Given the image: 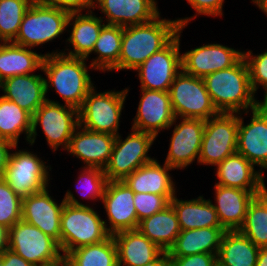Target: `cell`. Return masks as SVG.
Instances as JSON below:
<instances>
[{
  "instance_id": "7bdbcfd3",
  "label": "cell",
  "mask_w": 267,
  "mask_h": 266,
  "mask_svg": "<svg viewBox=\"0 0 267 266\" xmlns=\"http://www.w3.org/2000/svg\"><path fill=\"white\" fill-rule=\"evenodd\" d=\"M42 4L57 7L58 9L65 10L69 13H82V10L87 12L92 11L95 6V0H38Z\"/></svg>"
},
{
  "instance_id": "60d3db41",
  "label": "cell",
  "mask_w": 267,
  "mask_h": 266,
  "mask_svg": "<svg viewBox=\"0 0 267 266\" xmlns=\"http://www.w3.org/2000/svg\"><path fill=\"white\" fill-rule=\"evenodd\" d=\"M244 52L250 74V83L254 93H257L259 86L263 87L264 99L267 100V51L253 55L252 51Z\"/></svg>"
},
{
  "instance_id": "bcb514c9",
  "label": "cell",
  "mask_w": 267,
  "mask_h": 266,
  "mask_svg": "<svg viewBox=\"0 0 267 266\" xmlns=\"http://www.w3.org/2000/svg\"><path fill=\"white\" fill-rule=\"evenodd\" d=\"M18 145H15L13 142L0 138V177L4 172L8 162L9 156L11 154V149H16ZM10 149V150H9Z\"/></svg>"
},
{
  "instance_id": "4dcf8cb0",
  "label": "cell",
  "mask_w": 267,
  "mask_h": 266,
  "mask_svg": "<svg viewBox=\"0 0 267 266\" xmlns=\"http://www.w3.org/2000/svg\"><path fill=\"white\" fill-rule=\"evenodd\" d=\"M137 229L164 252L169 251L181 232L179 221L171 205L141 220Z\"/></svg>"
},
{
  "instance_id": "f1b7e54d",
  "label": "cell",
  "mask_w": 267,
  "mask_h": 266,
  "mask_svg": "<svg viewBox=\"0 0 267 266\" xmlns=\"http://www.w3.org/2000/svg\"><path fill=\"white\" fill-rule=\"evenodd\" d=\"M181 230L205 227H222L217 212L210 199L199 196L196 199L180 200L175 195L170 200Z\"/></svg>"
},
{
  "instance_id": "8d00e7d4",
  "label": "cell",
  "mask_w": 267,
  "mask_h": 266,
  "mask_svg": "<svg viewBox=\"0 0 267 266\" xmlns=\"http://www.w3.org/2000/svg\"><path fill=\"white\" fill-rule=\"evenodd\" d=\"M34 0H0V38L12 42L19 31L25 12Z\"/></svg>"
},
{
  "instance_id": "9a60e30c",
  "label": "cell",
  "mask_w": 267,
  "mask_h": 266,
  "mask_svg": "<svg viewBox=\"0 0 267 266\" xmlns=\"http://www.w3.org/2000/svg\"><path fill=\"white\" fill-rule=\"evenodd\" d=\"M251 112L247 125L241 117L243 112L238 113L237 153L259 166L263 173V168L267 170V107L261 103Z\"/></svg>"
},
{
  "instance_id": "2e32d148",
  "label": "cell",
  "mask_w": 267,
  "mask_h": 266,
  "mask_svg": "<svg viewBox=\"0 0 267 266\" xmlns=\"http://www.w3.org/2000/svg\"><path fill=\"white\" fill-rule=\"evenodd\" d=\"M170 138L169 151L164 163L174 169H185L199 154L205 128V120L180 118Z\"/></svg>"
},
{
  "instance_id": "cb8c5ba5",
  "label": "cell",
  "mask_w": 267,
  "mask_h": 266,
  "mask_svg": "<svg viewBox=\"0 0 267 266\" xmlns=\"http://www.w3.org/2000/svg\"><path fill=\"white\" fill-rule=\"evenodd\" d=\"M215 201L213 204L221 226L226 231L239 230L242 226L249 203L255 195L238 188L215 184Z\"/></svg>"
},
{
  "instance_id": "d6a6232c",
  "label": "cell",
  "mask_w": 267,
  "mask_h": 266,
  "mask_svg": "<svg viewBox=\"0 0 267 266\" xmlns=\"http://www.w3.org/2000/svg\"><path fill=\"white\" fill-rule=\"evenodd\" d=\"M123 27L105 24L98 36L92 53L98 56L92 60L89 69L111 71L119 61Z\"/></svg>"
},
{
  "instance_id": "ba28073f",
  "label": "cell",
  "mask_w": 267,
  "mask_h": 266,
  "mask_svg": "<svg viewBox=\"0 0 267 266\" xmlns=\"http://www.w3.org/2000/svg\"><path fill=\"white\" fill-rule=\"evenodd\" d=\"M169 95L176 118L208 120L219 112L206 90L203 78L186 74L182 70L172 82Z\"/></svg>"
},
{
  "instance_id": "52a82bcc",
  "label": "cell",
  "mask_w": 267,
  "mask_h": 266,
  "mask_svg": "<svg viewBox=\"0 0 267 266\" xmlns=\"http://www.w3.org/2000/svg\"><path fill=\"white\" fill-rule=\"evenodd\" d=\"M40 125L46 141L53 151L60 146L66 150L75 129L79 125L78 109L48 99L32 115V127L28 143L32 146Z\"/></svg>"
},
{
  "instance_id": "816d5d0a",
  "label": "cell",
  "mask_w": 267,
  "mask_h": 266,
  "mask_svg": "<svg viewBox=\"0 0 267 266\" xmlns=\"http://www.w3.org/2000/svg\"><path fill=\"white\" fill-rule=\"evenodd\" d=\"M252 2L267 16V0H252Z\"/></svg>"
},
{
  "instance_id": "f35d334b",
  "label": "cell",
  "mask_w": 267,
  "mask_h": 266,
  "mask_svg": "<svg viewBox=\"0 0 267 266\" xmlns=\"http://www.w3.org/2000/svg\"><path fill=\"white\" fill-rule=\"evenodd\" d=\"M77 179L79 183H77V190L81 191L82 187L80 195L83 196V198L87 200H102L108 182L107 177L104 173V169L98 167L84 166L81 170V174Z\"/></svg>"
},
{
  "instance_id": "7402d4cb",
  "label": "cell",
  "mask_w": 267,
  "mask_h": 266,
  "mask_svg": "<svg viewBox=\"0 0 267 266\" xmlns=\"http://www.w3.org/2000/svg\"><path fill=\"white\" fill-rule=\"evenodd\" d=\"M96 7L106 24L121 27L143 24L160 14L156 0H95Z\"/></svg>"
},
{
  "instance_id": "f546056e",
  "label": "cell",
  "mask_w": 267,
  "mask_h": 266,
  "mask_svg": "<svg viewBox=\"0 0 267 266\" xmlns=\"http://www.w3.org/2000/svg\"><path fill=\"white\" fill-rule=\"evenodd\" d=\"M44 55L13 42L2 43L0 45V81L41 69Z\"/></svg>"
},
{
  "instance_id": "8992f818",
  "label": "cell",
  "mask_w": 267,
  "mask_h": 266,
  "mask_svg": "<svg viewBox=\"0 0 267 266\" xmlns=\"http://www.w3.org/2000/svg\"><path fill=\"white\" fill-rule=\"evenodd\" d=\"M93 87L78 109L79 125L94 132L119 134V122L129 88L121 91H95Z\"/></svg>"
},
{
  "instance_id": "ab89813d",
  "label": "cell",
  "mask_w": 267,
  "mask_h": 266,
  "mask_svg": "<svg viewBox=\"0 0 267 266\" xmlns=\"http://www.w3.org/2000/svg\"><path fill=\"white\" fill-rule=\"evenodd\" d=\"M175 195H158L152 193H135L134 206L136 208L138 225L139 222L153 214L164 210L170 205V200Z\"/></svg>"
},
{
  "instance_id": "e575fe53",
  "label": "cell",
  "mask_w": 267,
  "mask_h": 266,
  "mask_svg": "<svg viewBox=\"0 0 267 266\" xmlns=\"http://www.w3.org/2000/svg\"><path fill=\"white\" fill-rule=\"evenodd\" d=\"M70 266H119L117 246L113 236L76 248L66 254Z\"/></svg>"
},
{
  "instance_id": "e0dca14e",
  "label": "cell",
  "mask_w": 267,
  "mask_h": 266,
  "mask_svg": "<svg viewBox=\"0 0 267 266\" xmlns=\"http://www.w3.org/2000/svg\"><path fill=\"white\" fill-rule=\"evenodd\" d=\"M242 50L222 44H203L181 54L182 71L186 74L204 78L213 72L235 65L242 57Z\"/></svg>"
},
{
  "instance_id": "3957f363",
  "label": "cell",
  "mask_w": 267,
  "mask_h": 266,
  "mask_svg": "<svg viewBox=\"0 0 267 266\" xmlns=\"http://www.w3.org/2000/svg\"><path fill=\"white\" fill-rule=\"evenodd\" d=\"M86 58L72 57L55 51L46 53L42 61L46 94L54 88L65 105L79 109L88 92L94 87Z\"/></svg>"
},
{
  "instance_id": "c3c4849f",
  "label": "cell",
  "mask_w": 267,
  "mask_h": 266,
  "mask_svg": "<svg viewBox=\"0 0 267 266\" xmlns=\"http://www.w3.org/2000/svg\"><path fill=\"white\" fill-rule=\"evenodd\" d=\"M9 229L0 224V254L8 249Z\"/></svg>"
},
{
  "instance_id": "4316f807",
  "label": "cell",
  "mask_w": 267,
  "mask_h": 266,
  "mask_svg": "<svg viewBox=\"0 0 267 266\" xmlns=\"http://www.w3.org/2000/svg\"><path fill=\"white\" fill-rule=\"evenodd\" d=\"M174 168L166 163L160 164L157 159L133 171L123 182L134 193H152L158 195H176L175 183L169 171Z\"/></svg>"
},
{
  "instance_id": "db71d44e",
  "label": "cell",
  "mask_w": 267,
  "mask_h": 266,
  "mask_svg": "<svg viewBox=\"0 0 267 266\" xmlns=\"http://www.w3.org/2000/svg\"><path fill=\"white\" fill-rule=\"evenodd\" d=\"M267 107V100L262 102Z\"/></svg>"
},
{
  "instance_id": "1f68e13d",
  "label": "cell",
  "mask_w": 267,
  "mask_h": 266,
  "mask_svg": "<svg viewBox=\"0 0 267 266\" xmlns=\"http://www.w3.org/2000/svg\"><path fill=\"white\" fill-rule=\"evenodd\" d=\"M259 247L238 230L225 231L217 255L219 266H256Z\"/></svg>"
},
{
  "instance_id": "b9f144b4",
  "label": "cell",
  "mask_w": 267,
  "mask_h": 266,
  "mask_svg": "<svg viewBox=\"0 0 267 266\" xmlns=\"http://www.w3.org/2000/svg\"><path fill=\"white\" fill-rule=\"evenodd\" d=\"M189 5L196 11L195 16L176 19L179 26L182 28L187 27L188 23L193 20L197 15L210 16H223V3L224 0H187Z\"/></svg>"
},
{
  "instance_id": "ee69618b",
  "label": "cell",
  "mask_w": 267,
  "mask_h": 266,
  "mask_svg": "<svg viewBox=\"0 0 267 266\" xmlns=\"http://www.w3.org/2000/svg\"><path fill=\"white\" fill-rule=\"evenodd\" d=\"M173 266H217V255L199 253L184 257H170Z\"/></svg>"
},
{
  "instance_id": "83f0119b",
  "label": "cell",
  "mask_w": 267,
  "mask_h": 266,
  "mask_svg": "<svg viewBox=\"0 0 267 266\" xmlns=\"http://www.w3.org/2000/svg\"><path fill=\"white\" fill-rule=\"evenodd\" d=\"M225 231L223 227L181 230L167 253L170 257H184L199 253L218 255Z\"/></svg>"
},
{
  "instance_id": "d590c367",
  "label": "cell",
  "mask_w": 267,
  "mask_h": 266,
  "mask_svg": "<svg viewBox=\"0 0 267 266\" xmlns=\"http://www.w3.org/2000/svg\"><path fill=\"white\" fill-rule=\"evenodd\" d=\"M238 231L259 248L267 242V188L249 203L244 222Z\"/></svg>"
},
{
  "instance_id": "f5cc1de1",
  "label": "cell",
  "mask_w": 267,
  "mask_h": 266,
  "mask_svg": "<svg viewBox=\"0 0 267 266\" xmlns=\"http://www.w3.org/2000/svg\"><path fill=\"white\" fill-rule=\"evenodd\" d=\"M262 249L267 250V242L264 244V246L262 247Z\"/></svg>"
},
{
  "instance_id": "603a6c76",
  "label": "cell",
  "mask_w": 267,
  "mask_h": 266,
  "mask_svg": "<svg viewBox=\"0 0 267 266\" xmlns=\"http://www.w3.org/2000/svg\"><path fill=\"white\" fill-rule=\"evenodd\" d=\"M5 99L33 115L47 100L45 77L41 74L17 75L4 79L1 88Z\"/></svg>"
},
{
  "instance_id": "4fadbf2b",
  "label": "cell",
  "mask_w": 267,
  "mask_h": 266,
  "mask_svg": "<svg viewBox=\"0 0 267 266\" xmlns=\"http://www.w3.org/2000/svg\"><path fill=\"white\" fill-rule=\"evenodd\" d=\"M180 27L177 36L162 50L152 54L134 71L138 72L141 89L169 92L176 75L182 70Z\"/></svg>"
},
{
  "instance_id": "ffe728a7",
  "label": "cell",
  "mask_w": 267,
  "mask_h": 266,
  "mask_svg": "<svg viewBox=\"0 0 267 266\" xmlns=\"http://www.w3.org/2000/svg\"><path fill=\"white\" fill-rule=\"evenodd\" d=\"M116 136L90 131L78 125L66 151L83 161L87 167L104 169L111 157Z\"/></svg>"
},
{
  "instance_id": "f6af8a7d",
  "label": "cell",
  "mask_w": 267,
  "mask_h": 266,
  "mask_svg": "<svg viewBox=\"0 0 267 266\" xmlns=\"http://www.w3.org/2000/svg\"><path fill=\"white\" fill-rule=\"evenodd\" d=\"M0 266H34L10 249L0 254Z\"/></svg>"
},
{
  "instance_id": "7a4b0ae2",
  "label": "cell",
  "mask_w": 267,
  "mask_h": 266,
  "mask_svg": "<svg viewBox=\"0 0 267 266\" xmlns=\"http://www.w3.org/2000/svg\"><path fill=\"white\" fill-rule=\"evenodd\" d=\"M206 90L218 112L249 113L262 101L256 100L244 56L233 66L213 72L204 78Z\"/></svg>"
},
{
  "instance_id": "681fc988",
  "label": "cell",
  "mask_w": 267,
  "mask_h": 266,
  "mask_svg": "<svg viewBox=\"0 0 267 266\" xmlns=\"http://www.w3.org/2000/svg\"><path fill=\"white\" fill-rule=\"evenodd\" d=\"M38 266H69V260L66 255H62L61 257L52 262L41 264Z\"/></svg>"
},
{
  "instance_id": "d4e9b609",
  "label": "cell",
  "mask_w": 267,
  "mask_h": 266,
  "mask_svg": "<svg viewBox=\"0 0 267 266\" xmlns=\"http://www.w3.org/2000/svg\"><path fill=\"white\" fill-rule=\"evenodd\" d=\"M92 11L86 14L70 13L68 17L67 27L72 26L70 36L66 40V43L72 45L73 50L66 49L69 52L61 51V53L72 57H80L89 59V55L92 53L94 45L98 39L99 33L102 27L106 24L103 23L104 17H97ZM71 50V51H70Z\"/></svg>"
},
{
  "instance_id": "836d02e7",
  "label": "cell",
  "mask_w": 267,
  "mask_h": 266,
  "mask_svg": "<svg viewBox=\"0 0 267 266\" xmlns=\"http://www.w3.org/2000/svg\"><path fill=\"white\" fill-rule=\"evenodd\" d=\"M31 127L32 115L16 103L0 96V138L18 145L20 135L25 133L28 142Z\"/></svg>"
},
{
  "instance_id": "8fae6325",
  "label": "cell",
  "mask_w": 267,
  "mask_h": 266,
  "mask_svg": "<svg viewBox=\"0 0 267 266\" xmlns=\"http://www.w3.org/2000/svg\"><path fill=\"white\" fill-rule=\"evenodd\" d=\"M238 113L219 112L205 120L198 163L217 166L237 152Z\"/></svg>"
},
{
  "instance_id": "ac0fdd59",
  "label": "cell",
  "mask_w": 267,
  "mask_h": 266,
  "mask_svg": "<svg viewBox=\"0 0 267 266\" xmlns=\"http://www.w3.org/2000/svg\"><path fill=\"white\" fill-rule=\"evenodd\" d=\"M134 191L123 181H108L102 203L110 226L107 231L113 235L124 230L138 228V218L134 206Z\"/></svg>"
},
{
  "instance_id": "6da1fadb",
  "label": "cell",
  "mask_w": 267,
  "mask_h": 266,
  "mask_svg": "<svg viewBox=\"0 0 267 266\" xmlns=\"http://www.w3.org/2000/svg\"><path fill=\"white\" fill-rule=\"evenodd\" d=\"M180 29L177 20L162 18L123 27L122 44L118 64L112 69L135 70L152 54L166 47Z\"/></svg>"
},
{
  "instance_id": "7c38bea8",
  "label": "cell",
  "mask_w": 267,
  "mask_h": 266,
  "mask_svg": "<svg viewBox=\"0 0 267 266\" xmlns=\"http://www.w3.org/2000/svg\"><path fill=\"white\" fill-rule=\"evenodd\" d=\"M8 249L34 266L52 262L63 255L55 239L23 220L9 229Z\"/></svg>"
},
{
  "instance_id": "9c48e42d",
  "label": "cell",
  "mask_w": 267,
  "mask_h": 266,
  "mask_svg": "<svg viewBox=\"0 0 267 266\" xmlns=\"http://www.w3.org/2000/svg\"><path fill=\"white\" fill-rule=\"evenodd\" d=\"M131 131L124 140L121 135L116 136L110 160L104 168L108 181H123L139 167L155 160L148 152L156 137L132 128Z\"/></svg>"
},
{
  "instance_id": "484cf974",
  "label": "cell",
  "mask_w": 267,
  "mask_h": 266,
  "mask_svg": "<svg viewBox=\"0 0 267 266\" xmlns=\"http://www.w3.org/2000/svg\"><path fill=\"white\" fill-rule=\"evenodd\" d=\"M112 236L117 246L119 266H145L163 252L138 229L120 231Z\"/></svg>"
},
{
  "instance_id": "5b68a950",
  "label": "cell",
  "mask_w": 267,
  "mask_h": 266,
  "mask_svg": "<svg viewBox=\"0 0 267 266\" xmlns=\"http://www.w3.org/2000/svg\"><path fill=\"white\" fill-rule=\"evenodd\" d=\"M70 13L34 0L25 12L14 44L33 48L60 37L67 28Z\"/></svg>"
},
{
  "instance_id": "44dd1931",
  "label": "cell",
  "mask_w": 267,
  "mask_h": 266,
  "mask_svg": "<svg viewBox=\"0 0 267 266\" xmlns=\"http://www.w3.org/2000/svg\"><path fill=\"white\" fill-rule=\"evenodd\" d=\"M217 185L248 190L258 196L265 188L264 173L243 155L234 153L216 166Z\"/></svg>"
},
{
  "instance_id": "30bf717a",
  "label": "cell",
  "mask_w": 267,
  "mask_h": 266,
  "mask_svg": "<svg viewBox=\"0 0 267 266\" xmlns=\"http://www.w3.org/2000/svg\"><path fill=\"white\" fill-rule=\"evenodd\" d=\"M45 163L31 151L15 150L10 154L9 162L1 177L23 199L49 187V171L52 168Z\"/></svg>"
},
{
  "instance_id": "11a10c76",
  "label": "cell",
  "mask_w": 267,
  "mask_h": 266,
  "mask_svg": "<svg viewBox=\"0 0 267 266\" xmlns=\"http://www.w3.org/2000/svg\"><path fill=\"white\" fill-rule=\"evenodd\" d=\"M2 43H4V41L0 38V45H1Z\"/></svg>"
},
{
  "instance_id": "74e56055",
  "label": "cell",
  "mask_w": 267,
  "mask_h": 266,
  "mask_svg": "<svg viewBox=\"0 0 267 266\" xmlns=\"http://www.w3.org/2000/svg\"><path fill=\"white\" fill-rule=\"evenodd\" d=\"M22 198L0 177V224L10 229L22 220Z\"/></svg>"
},
{
  "instance_id": "7dc6e473",
  "label": "cell",
  "mask_w": 267,
  "mask_h": 266,
  "mask_svg": "<svg viewBox=\"0 0 267 266\" xmlns=\"http://www.w3.org/2000/svg\"><path fill=\"white\" fill-rule=\"evenodd\" d=\"M145 266H173V262L168 253L163 251L154 261Z\"/></svg>"
},
{
  "instance_id": "f907efd6",
  "label": "cell",
  "mask_w": 267,
  "mask_h": 266,
  "mask_svg": "<svg viewBox=\"0 0 267 266\" xmlns=\"http://www.w3.org/2000/svg\"><path fill=\"white\" fill-rule=\"evenodd\" d=\"M256 266H267V250L259 249Z\"/></svg>"
},
{
  "instance_id": "d6986e66",
  "label": "cell",
  "mask_w": 267,
  "mask_h": 266,
  "mask_svg": "<svg viewBox=\"0 0 267 266\" xmlns=\"http://www.w3.org/2000/svg\"><path fill=\"white\" fill-rule=\"evenodd\" d=\"M48 187L22 200V220L55 239L60 246V221L65 200L54 201Z\"/></svg>"
},
{
  "instance_id": "277c9868",
  "label": "cell",
  "mask_w": 267,
  "mask_h": 266,
  "mask_svg": "<svg viewBox=\"0 0 267 266\" xmlns=\"http://www.w3.org/2000/svg\"><path fill=\"white\" fill-rule=\"evenodd\" d=\"M63 199L65 204L60 221V249L63 255L111 236L106 229L108 221L101 219L93 207L79 202L69 190Z\"/></svg>"
},
{
  "instance_id": "5bb4252c",
  "label": "cell",
  "mask_w": 267,
  "mask_h": 266,
  "mask_svg": "<svg viewBox=\"0 0 267 266\" xmlns=\"http://www.w3.org/2000/svg\"><path fill=\"white\" fill-rule=\"evenodd\" d=\"M176 120L178 118L174 115L169 92L141 89L132 129L157 137L159 131L174 126Z\"/></svg>"
}]
</instances>
